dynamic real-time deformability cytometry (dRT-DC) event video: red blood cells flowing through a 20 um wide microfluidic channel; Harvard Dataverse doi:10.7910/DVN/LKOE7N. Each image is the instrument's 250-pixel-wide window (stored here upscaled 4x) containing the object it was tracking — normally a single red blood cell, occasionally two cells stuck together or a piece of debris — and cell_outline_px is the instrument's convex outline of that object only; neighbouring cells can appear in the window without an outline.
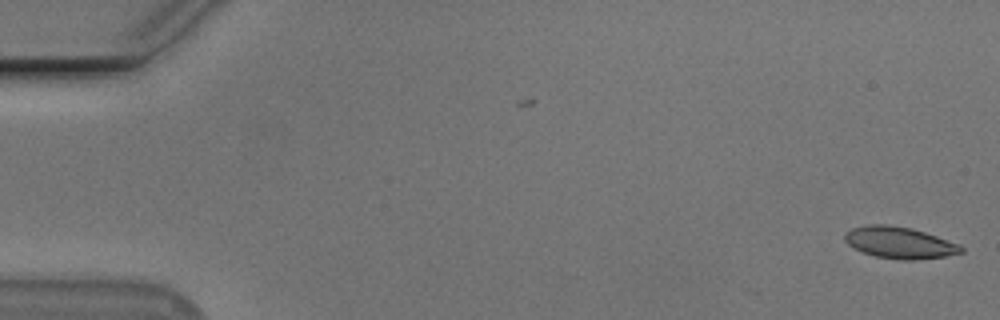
{"species": "Egyptian fruit bat (a non-hibernating species)", "species_latin": "Rousettus aegyptiacus", "temperature_condition": "cold", "stored_images_in_passage": 11, "camera_frame_rate_fps": 3000, "um_per_image_px": 0.085, "animal": {"sex": "male"}, "frame": {"image": 1, "passage_image": 1, "time_ms": 0.0, "image_size_px": [1000, 320], "cell_outline_px": [[964, 252], [944, 256], [916, 260], [900, 260], [876, 256], [864, 252], [848, 244], [844, 240], [844, 232], [852, 228], [868, 224], [884, 224], [912, 228], [960, 244], [964, 248]], "centroid_in_image_um": [76.46, 20.62], "position_along_channel_um": 8.5, "area_um2": 21.39}}